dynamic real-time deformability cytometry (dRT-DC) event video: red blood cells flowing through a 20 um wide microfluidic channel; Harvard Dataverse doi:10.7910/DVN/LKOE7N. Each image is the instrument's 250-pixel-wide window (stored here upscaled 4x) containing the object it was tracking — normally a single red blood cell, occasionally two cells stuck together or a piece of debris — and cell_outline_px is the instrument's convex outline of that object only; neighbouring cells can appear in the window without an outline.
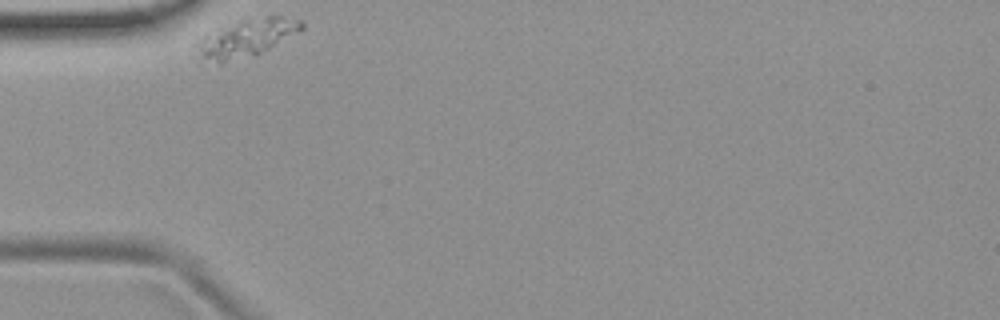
{"species": "common noctule bat (a hibernating species)", "species_latin": "Nyctalus noctula", "temperature_condition": "room temperature", "stored_images_in_passage": 32, "camera_frame_rate_fps": 3000, "um_per_image_px": 0.085, "animal": {"sex": "female", "body_mass_g": 19.9}, "frame": {"image": 1, "passage_image": 1, "time_ms": 0.0, "image_size_px": [1000, 320], "cell_outline_px": [[304, 28], [268, 48], [260, 52], [220, 64], [204, 56], [192, 44], [204, 36], [240, 24], [268, 16], [280, 16], [300, 20], [304, 24]], "centroid_in_image_um": [21.0, 3.25], "position_along_channel_um": 64.0, "area_um2": 20.87}}
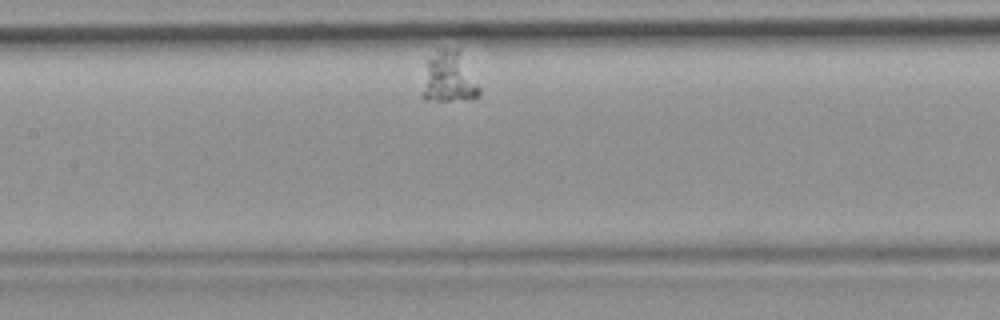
{"frame": {"image": 2, "passage_image": 12, "time_ms": 3.667, "image_size_px": [1000, 320], "cell_outline_px": [[480, 96], [448, 100], [424, 100], [420, 96], [428, 60], [440, 48], [456, 48], [460, 52], [480, 88]], "centroid_in_image_um": [38.13, 6.58], "position_along_channel_um": 169.3, "area_um2": 16.53}}
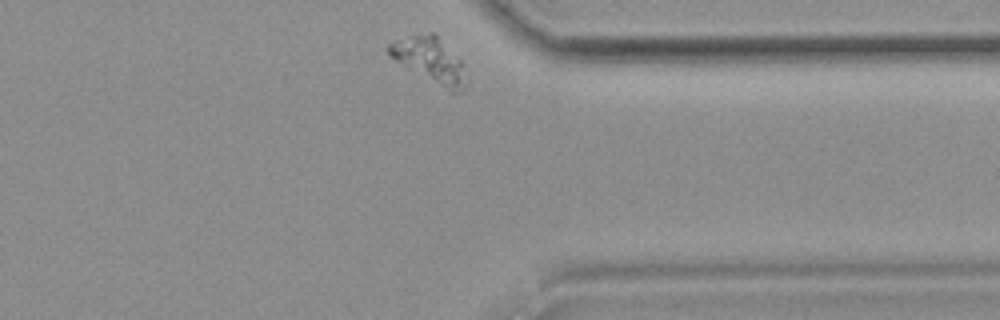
{"frame": {"image": 3, "passage_image": 32, "time_ms": 10.333, "image_size_px": [1000, 320], "cell_outline_px": [[468, 84], [460, 92], [452, 92], [388, 56], [384, 48], [388, 44], [396, 40], [408, 36], [428, 32], [432, 32], [460, 60], [468, 80]], "centroid_in_image_um": [36.53, 5.1], "position_along_channel_um": 374.9, "area_um2": 19.88}}